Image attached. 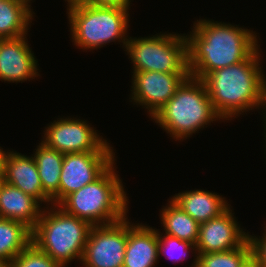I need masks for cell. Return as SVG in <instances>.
Returning a JSON list of instances; mask_svg holds the SVG:
<instances>
[{
    "mask_svg": "<svg viewBox=\"0 0 266 267\" xmlns=\"http://www.w3.org/2000/svg\"><path fill=\"white\" fill-rule=\"evenodd\" d=\"M85 119L61 117L44 129L42 142L61 153L114 151L109 141L103 139ZM113 148V149H112Z\"/></svg>",
    "mask_w": 266,
    "mask_h": 267,
    "instance_id": "cell-9",
    "label": "cell"
},
{
    "mask_svg": "<svg viewBox=\"0 0 266 267\" xmlns=\"http://www.w3.org/2000/svg\"><path fill=\"white\" fill-rule=\"evenodd\" d=\"M32 154L40 177L43 192L51 199V204H59V183L64 153L48 147L42 141Z\"/></svg>",
    "mask_w": 266,
    "mask_h": 267,
    "instance_id": "cell-18",
    "label": "cell"
},
{
    "mask_svg": "<svg viewBox=\"0 0 266 267\" xmlns=\"http://www.w3.org/2000/svg\"><path fill=\"white\" fill-rule=\"evenodd\" d=\"M41 203L0 178V216L20 221L33 229L40 219Z\"/></svg>",
    "mask_w": 266,
    "mask_h": 267,
    "instance_id": "cell-16",
    "label": "cell"
},
{
    "mask_svg": "<svg viewBox=\"0 0 266 267\" xmlns=\"http://www.w3.org/2000/svg\"><path fill=\"white\" fill-rule=\"evenodd\" d=\"M83 0H65V2H67L66 6H70L73 4H77V3H81Z\"/></svg>",
    "mask_w": 266,
    "mask_h": 267,
    "instance_id": "cell-28",
    "label": "cell"
},
{
    "mask_svg": "<svg viewBox=\"0 0 266 267\" xmlns=\"http://www.w3.org/2000/svg\"><path fill=\"white\" fill-rule=\"evenodd\" d=\"M27 36L0 39V80L25 82L40 76L38 61L27 43Z\"/></svg>",
    "mask_w": 266,
    "mask_h": 267,
    "instance_id": "cell-13",
    "label": "cell"
},
{
    "mask_svg": "<svg viewBox=\"0 0 266 267\" xmlns=\"http://www.w3.org/2000/svg\"><path fill=\"white\" fill-rule=\"evenodd\" d=\"M125 51L133 64L132 73L189 74L185 33L160 32L148 37H128Z\"/></svg>",
    "mask_w": 266,
    "mask_h": 267,
    "instance_id": "cell-7",
    "label": "cell"
},
{
    "mask_svg": "<svg viewBox=\"0 0 266 267\" xmlns=\"http://www.w3.org/2000/svg\"><path fill=\"white\" fill-rule=\"evenodd\" d=\"M130 8L96 7L77 3L67 7L72 42L79 49L95 50L111 42L125 49Z\"/></svg>",
    "mask_w": 266,
    "mask_h": 267,
    "instance_id": "cell-6",
    "label": "cell"
},
{
    "mask_svg": "<svg viewBox=\"0 0 266 267\" xmlns=\"http://www.w3.org/2000/svg\"><path fill=\"white\" fill-rule=\"evenodd\" d=\"M251 259L248 239L239 247L216 253H198L197 267H244Z\"/></svg>",
    "mask_w": 266,
    "mask_h": 267,
    "instance_id": "cell-22",
    "label": "cell"
},
{
    "mask_svg": "<svg viewBox=\"0 0 266 267\" xmlns=\"http://www.w3.org/2000/svg\"><path fill=\"white\" fill-rule=\"evenodd\" d=\"M244 267H259L252 259H250Z\"/></svg>",
    "mask_w": 266,
    "mask_h": 267,
    "instance_id": "cell-29",
    "label": "cell"
},
{
    "mask_svg": "<svg viewBox=\"0 0 266 267\" xmlns=\"http://www.w3.org/2000/svg\"><path fill=\"white\" fill-rule=\"evenodd\" d=\"M260 53L259 47L247 60L210 72L203 79L222 122L231 121L250 110L260 109L265 73L260 63Z\"/></svg>",
    "mask_w": 266,
    "mask_h": 267,
    "instance_id": "cell-2",
    "label": "cell"
},
{
    "mask_svg": "<svg viewBox=\"0 0 266 267\" xmlns=\"http://www.w3.org/2000/svg\"><path fill=\"white\" fill-rule=\"evenodd\" d=\"M23 1H26L27 3L31 4L32 0H23Z\"/></svg>",
    "mask_w": 266,
    "mask_h": 267,
    "instance_id": "cell-31",
    "label": "cell"
},
{
    "mask_svg": "<svg viewBox=\"0 0 266 267\" xmlns=\"http://www.w3.org/2000/svg\"><path fill=\"white\" fill-rule=\"evenodd\" d=\"M231 205L219 216L201 223L196 243L198 253L225 252L241 246L248 234L240 228ZM234 215V216H233Z\"/></svg>",
    "mask_w": 266,
    "mask_h": 267,
    "instance_id": "cell-12",
    "label": "cell"
},
{
    "mask_svg": "<svg viewBox=\"0 0 266 267\" xmlns=\"http://www.w3.org/2000/svg\"><path fill=\"white\" fill-rule=\"evenodd\" d=\"M1 179L31 195L41 204L47 203L46 206L51 205V199L43 192L33 156L8 150Z\"/></svg>",
    "mask_w": 266,
    "mask_h": 267,
    "instance_id": "cell-14",
    "label": "cell"
},
{
    "mask_svg": "<svg viewBox=\"0 0 266 267\" xmlns=\"http://www.w3.org/2000/svg\"><path fill=\"white\" fill-rule=\"evenodd\" d=\"M132 0H83L81 3L96 7L130 8Z\"/></svg>",
    "mask_w": 266,
    "mask_h": 267,
    "instance_id": "cell-26",
    "label": "cell"
},
{
    "mask_svg": "<svg viewBox=\"0 0 266 267\" xmlns=\"http://www.w3.org/2000/svg\"><path fill=\"white\" fill-rule=\"evenodd\" d=\"M127 216L112 224L92 226L80 262L83 267H123L128 231L135 225Z\"/></svg>",
    "mask_w": 266,
    "mask_h": 267,
    "instance_id": "cell-8",
    "label": "cell"
},
{
    "mask_svg": "<svg viewBox=\"0 0 266 267\" xmlns=\"http://www.w3.org/2000/svg\"><path fill=\"white\" fill-rule=\"evenodd\" d=\"M35 14L23 0H0V39H13L28 34Z\"/></svg>",
    "mask_w": 266,
    "mask_h": 267,
    "instance_id": "cell-19",
    "label": "cell"
},
{
    "mask_svg": "<svg viewBox=\"0 0 266 267\" xmlns=\"http://www.w3.org/2000/svg\"><path fill=\"white\" fill-rule=\"evenodd\" d=\"M114 151L65 153L59 183V203L96 180L114 161Z\"/></svg>",
    "mask_w": 266,
    "mask_h": 267,
    "instance_id": "cell-10",
    "label": "cell"
},
{
    "mask_svg": "<svg viewBox=\"0 0 266 267\" xmlns=\"http://www.w3.org/2000/svg\"><path fill=\"white\" fill-rule=\"evenodd\" d=\"M115 164L114 161L96 180L66 196L58 206L92 226L123 219L129 211V199Z\"/></svg>",
    "mask_w": 266,
    "mask_h": 267,
    "instance_id": "cell-3",
    "label": "cell"
},
{
    "mask_svg": "<svg viewBox=\"0 0 266 267\" xmlns=\"http://www.w3.org/2000/svg\"><path fill=\"white\" fill-rule=\"evenodd\" d=\"M32 242V229L26 224L0 218V260L11 262Z\"/></svg>",
    "mask_w": 266,
    "mask_h": 267,
    "instance_id": "cell-21",
    "label": "cell"
},
{
    "mask_svg": "<svg viewBox=\"0 0 266 267\" xmlns=\"http://www.w3.org/2000/svg\"><path fill=\"white\" fill-rule=\"evenodd\" d=\"M158 263V230L135 222L128 231L123 267H155Z\"/></svg>",
    "mask_w": 266,
    "mask_h": 267,
    "instance_id": "cell-15",
    "label": "cell"
},
{
    "mask_svg": "<svg viewBox=\"0 0 266 267\" xmlns=\"http://www.w3.org/2000/svg\"><path fill=\"white\" fill-rule=\"evenodd\" d=\"M0 267H10V262L0 260Z\"/></svg>",
    "mask_w": 266,
    "mask_h": 267,
    "instance_id": "cell-30",
    "label": "cell"
},
{
    "mask_svg": "<svg viewBox=\"0 0 266 267\" xmlns=\"http://www.w3.org/2000/svg\"><path fill=\"white\" fill-rule=\"evenodd\" d=\"M193 25L185 36L189 74L197 79L247 60L260 47L256 31L243 26L211 19H199Z\"/></svg>",
    "mask_w": 266,
    "mask_h": 267,
    "instance_id": "cell-1",
    "label": "cell"
},
{
    "mask_svg": "<svg viewBox=\"0 0 266 267\" xmlns=\"http://www.w3.org/2000/svg\"><path fill=\"white\" fill-rule=\"evenodd\" d=\"M193 252L195 255V259H193L192 266L189 267H197V248L196 245L188 242L180 240L176 237L169 236L167 234H162L158 229V254L159 258L162 255L166 256L168 259H171L172 262H182L186 260L187 253Z\"/></svg>",
    "mask_w": 266,
    "mask_h": 267,
    "instance_id": "cell-23",
    "label": "cell"
},
{
    "mask_svg": "<svg viewBox=\"0 0 266 267\" xmlns=\"http://www.w3.org/2000/svg\"><path fill=\"white\" fill-rule=\"evenodd\" d=\"M160 211V223L163 225V230L165 231L163 234H167L196 245L200 227L198 222H196L189 214L184 212L172 200H168L167 205Z\"/></svg>",
    "mask_w": 266,
    "mask_h": 267,
    "instance_id": "cell-20",
    "label": "cell"
},
{
    "mask_svg": "<svg viewBox=\"0 0 266 267\" xmlns=\"http://www.w3.org/2000/svg\"><path fill=\"white\" fill-rule=\"evenodd\" d=\"M189 75L154 71L133 73L130 102L147 109L152 118Z\"/></svg>",
    "mask_w": 266,
    "mask_h": 267,
    "instance_id": "cell-11",
    "label": "cell"
},
{
    "mask_svg": "<svg viewBox=\"0 0 266 267\" xmlns=\"http://www.w3.org/2000/svg\"><path fill=\"white\" fill-rule=\"evenodd\" d=\"M152 119L172 139L182 142L222 118L216 113L203 80L189 75Z\"/></svg>",
    "mask_w": 266,
    "mask_h": 267,
    "instance_id": "cell-4",
    "label": "cell"
},
{
    "mask_svg": "<svg viewBox=\"0 0 266 267\" xmlns=\"http://www.w3.org/2000/svg\"><path fill=\"white\" fill-rule=\"evenodd\" d=\"M170 199L199 224L219 216L230 206L222 195L203 189L186 190Z\"/></svg>",
    "mask_w": 266,
    "mask_h": 267,
    "instance_id": "cell-17",
    "label": "cell"
},
{
    "mask_svg": "<svg viewBox=\"0 0 266 267\" xmlns=\"http://www.w3.org/2000/svg\"><path fill=\"white\" fill-rule=\"evenodd\" d=\"M43 208L32 229V243L62 267L75 260L81 262L92 225L58 205Z\"/></svg>",
    "mask_w": 266,
    "mask_h": 267,
    "instance_id": "cell-5",
    "label": "cell"
},
{
    "mask_svg": "<svg viewBox=\"0 0 266 267\" xmlns=\"http://www.w3.org/2000/svg\"><path fill=\"white\" fill-rule=\"evenodd\" d=\"M263 236H252L248 234V241L251 246V259L259 266L266 267V226Z\"/></svg>",
    "mask_w": 266,
    "mask_h": 267,
    "instance_id": "cell-25",
    "label": "cell"
},
{
    "mask_svg": "<svg viewBox=\"0 0 266 267\" xmlns=\"http://www.w3.org/2000/svg\"><path fill=\"white\" fill-rule=\"evenodd\" d=\"M10 267H62L34 243H30L11 262Z\"/></svg>",
    "mask_w": 266,
    "mask_h": 267,
    "instance_id": "cell-24",
    "label": "cell"
},
{
    "mask_svg": "<svg viewBox=\"0 0 266 267\" xmlns=\"http://www.w3.org/2000/svg\"><path fill=\"white\" fill-rule=\"evenodd\" d=\"M8 150L3 151V148L0 147V178L3 176L5 159L7 156Z\"/></svg>",
    "mask_w": 266,
    "mask_h": 267,
    "instance_id": "cell-27",
    "label": "cell"
}]
</instances>
